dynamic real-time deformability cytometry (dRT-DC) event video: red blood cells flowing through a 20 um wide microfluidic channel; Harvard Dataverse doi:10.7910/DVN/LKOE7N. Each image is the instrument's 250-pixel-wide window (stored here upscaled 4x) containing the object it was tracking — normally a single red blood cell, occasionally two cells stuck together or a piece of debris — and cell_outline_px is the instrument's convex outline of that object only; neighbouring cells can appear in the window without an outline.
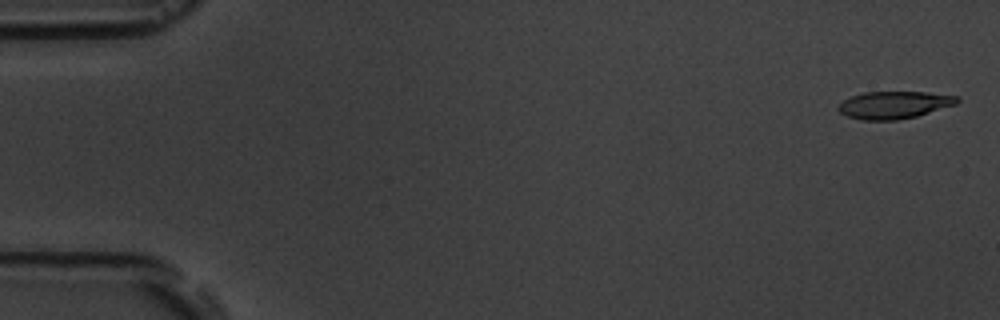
{"species": "common noctule bat (a hibernating species)", "species_latin": "Nyctalus noctula", "temperature_condition": "room temperature", "stored_images_in_passage": 5, "camera_frame_rate_fps": 3000, "um_per_image_px": 0.085, "animal": {"sex": "male", "body_mass_g": 19.5, "forearm_length_mm": 54.6}, "frame": {"image": 1, "passage_image": 1, "time_ms": 0.0, "image_size_px": [1000, 320], "cell_outline_px": [[960, 100], [956, 104], [916, 116], [896, 120], [860, 120], [848, 116], [840, 112], [836, 108], [844, 100], [852, 96], [864, 92], [924, 92], [960, 96]], "centroid_in_image_um": [76.0, 8.91], "position_along_channel_um": 9.0, "area_um2": 18.84}}